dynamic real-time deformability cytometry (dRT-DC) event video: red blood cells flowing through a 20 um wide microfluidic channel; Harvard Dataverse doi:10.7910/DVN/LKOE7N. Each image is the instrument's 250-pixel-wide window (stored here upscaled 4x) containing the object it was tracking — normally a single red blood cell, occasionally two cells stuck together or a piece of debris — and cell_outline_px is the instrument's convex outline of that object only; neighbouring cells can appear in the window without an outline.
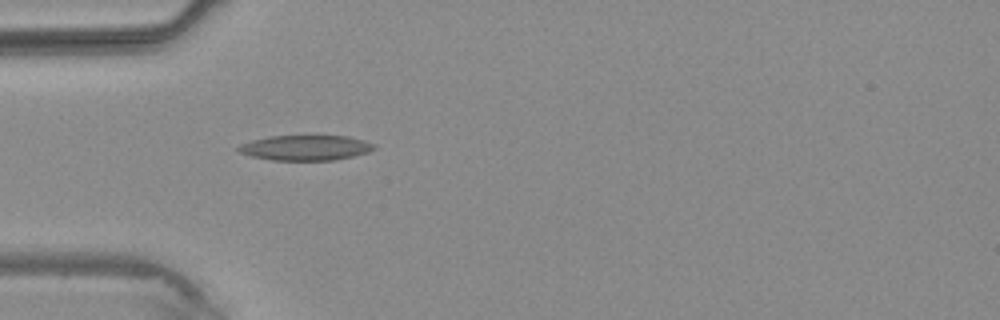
{"species": "common noctule bat (a hibernating species)", "species_latin": "Nyctalus noctula", "temperature_condition": "warm", "stored_images_in_passage": 1, "camera_frame_rate_fps": 3000, "um_per_image_px": 0.085, "animal": {"sex": "male", "body_mass_g": 20.4}, "frame": {"image": 1, "passage_image": 1, "time_ms": 0.0, "image_size_px": [1000, 320], "cell_outline_px": [[376, 148], [368, 152], [352, 156], [332, 160], [272, 160], [252, 156], [240, 152], [236, 148], [240, 144], [252, 140], [268, 136], [348, 136], [364, 140], [376, 144]], "centroid_in_image_um": [25.98, 12.55], "position_along_channel_um": 59.0, "area_um2": 19.83}}